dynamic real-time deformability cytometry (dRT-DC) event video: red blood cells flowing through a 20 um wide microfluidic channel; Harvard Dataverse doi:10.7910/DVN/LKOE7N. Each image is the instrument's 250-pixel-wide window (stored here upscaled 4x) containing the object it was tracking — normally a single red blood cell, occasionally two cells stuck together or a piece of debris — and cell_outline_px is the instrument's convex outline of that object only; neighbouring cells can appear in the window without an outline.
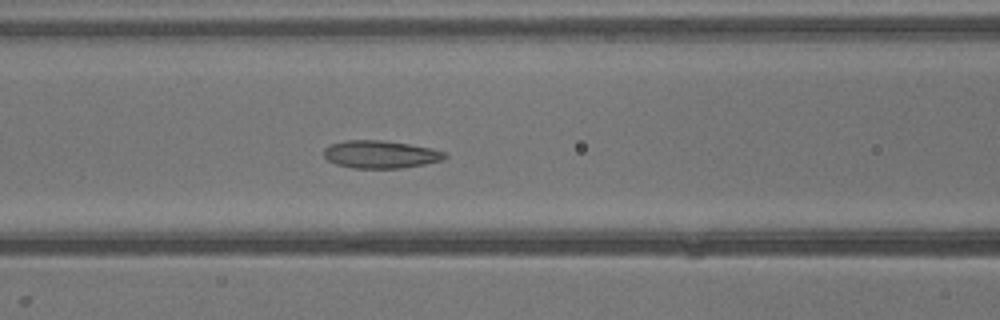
{"species": "common noctule bat (a hibernating species)", "species_latin": "Nyctalus noctula", "temperature_condition": "warm", "stored_images_in_passage": 40, "camera_frame_rate_fps": 3000, "um_per_image_px": 0.085, "animal": {"sex": "male", "body_mass_g": 13.3}, "frame": {"image": 1, "passage_image": 17, "time_ms": 5.333, "image_size_px": [1000, 320], "cell_outline_px": [[448, 156], [444, 160], [424, 164], [400, 168], [352, 168], [336, 164], [328, 160], [324, 156], [324, 148], [332, 144], [344, 140], [384, 140], [432, 148], [448, 152]], "centroid_in_image_um": [32.38, 13.12], "position_along_channel_um": 134.2, "area_um2": 19.65}}
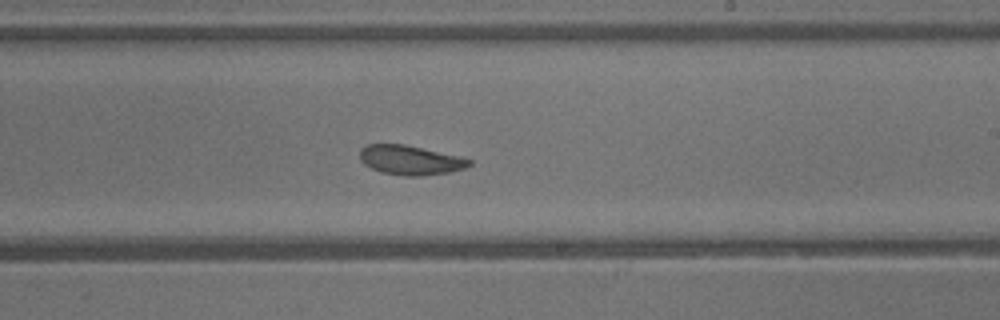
{"frame": {"image": 2, "passage_image": 24, "time_ms": 7.667, "image_size_px": [1000, 320], "cell_outline_px": [[472, 164], [464, 168], [448, 172], [420, 176], [404, 176], [380, 172], [364, 164], [360, 160], [360, 148], [368, 144], [404, 144], [460, 156], [472, 160]], "centroid_in_image_um": [34.86, 13.6], "position_along_channel_um": 254.1, "area_um2": 18.79}}
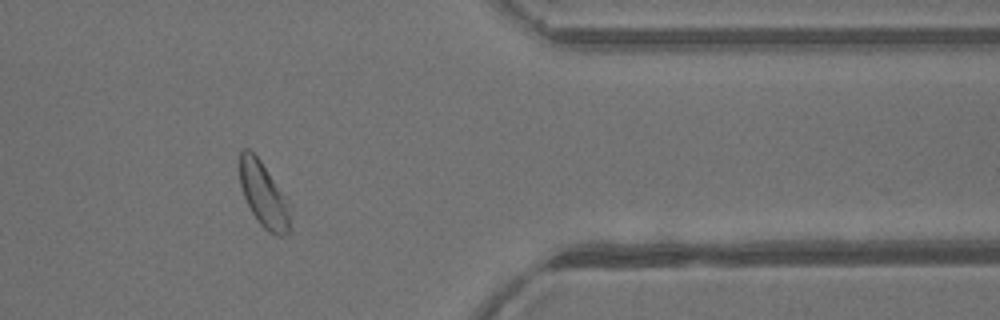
{"frame": {"image": 3, "passage_image": 33, "time_ms": 10.667, "image_size_px": [1000, 320], "cell_outline_px": [[292, 208], [288, 232], [280, 236], [276, 236], [268, 232], [260, 224], [252, 212], [244, 196], [240, 184], [240, 152], [244, 148], [248, 148], [260, 160], [288, 196]], "centroid_in_image_um": [22.47, 16.56], "position_along_channel_um": 388.9, "area_um2": 19.48}}